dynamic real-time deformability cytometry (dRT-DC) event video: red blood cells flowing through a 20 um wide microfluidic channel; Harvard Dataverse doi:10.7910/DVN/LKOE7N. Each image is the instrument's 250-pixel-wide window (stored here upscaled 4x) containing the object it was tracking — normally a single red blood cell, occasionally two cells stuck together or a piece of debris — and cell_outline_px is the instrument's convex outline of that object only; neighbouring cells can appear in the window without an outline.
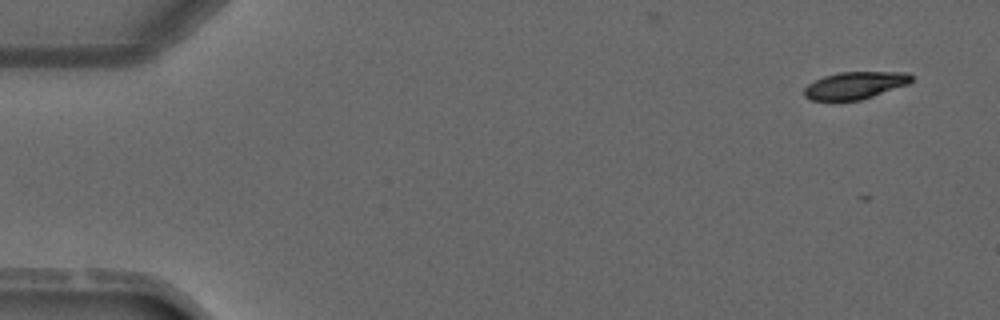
{"species": "common noctule bat (a hibernating species)", "species_latin": "Nyctalus noctula", "temperature_condition": "warm", "stored_images_in_passage": 4, "camera_frame_rate_fps": 3000, "um_per_image_px": 0.085, "animal": {"sex": "male", "forearm_length_mm": 52.5}, "frame": {"image": 1, "passage_image": 1, "time_ms": 0.0, "image_size_px": [1000, 320], "cell_outline_px": [[912, 80], [908, 84], [860, 100], [832, 104], [808, 100], [804, 96], [804, 88], [808, 84], [824, 76], [840, 72], [908, 72], [912, 76]], "centroid_in_image_um": [72.58, 7.31], "position_along_channel_um": 12.4, "area_um2": 17.63}}